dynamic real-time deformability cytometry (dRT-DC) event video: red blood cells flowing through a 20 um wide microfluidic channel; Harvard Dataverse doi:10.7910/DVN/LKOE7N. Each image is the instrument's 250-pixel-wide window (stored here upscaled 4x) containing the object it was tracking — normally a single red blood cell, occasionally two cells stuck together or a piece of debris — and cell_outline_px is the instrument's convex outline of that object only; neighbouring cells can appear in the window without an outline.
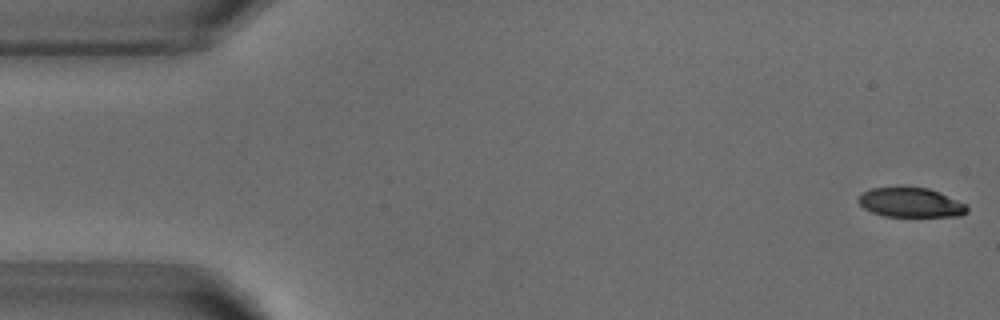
{"species": "common noctule bat (a hibernating species)", "species_latin": "Nyctalus noctula", "temperature_condition": "warm", "stored_images_in_passage": 52, "camera_frame_rate_fps": 3000, "um_per_image_px": 0.085, "animal": {"sex": "male", "body_mass_g": 18.8}, "frame": {"image": 1, "passage_image": 1, "time_ms": 0.0, "image_size_px": [1000, 320], "cell_outline_px": [[968, 212], [960, 216], [884, 216], [872, 212], [864, 208], [856, 200], [864, 192], [872, 188], [896, 184], [904, 184], [928, 188], [940, 192], [968, 204]], "centroid_in_image_um": [77.41, 17.16], "position_along_channel_um": 7.6, "area_um2": 19.48}}
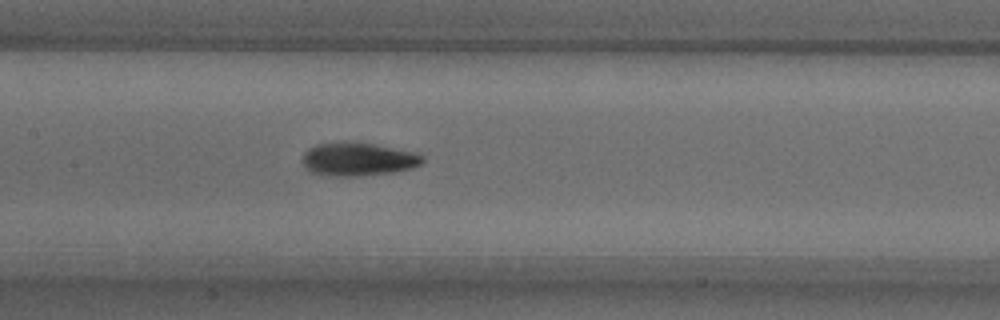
{"frame": {"image": 2, "passage_image": 24, "time_ms": 7.667, "image_size_px": [1000, 320], "cell_outline_px": [[424, 164], [412, 168], [392, 172], [360, 176], [320, 176], [312, 172], [304, 164], [304, 152], [308, 148], [316, 144], [336, 140], [352, 140], [416, 152], [424, 156]], "centroid_in_image_um": [30.44, 13.51], "position_along_channel_um": 177.0, "area_um2": 23.93}}
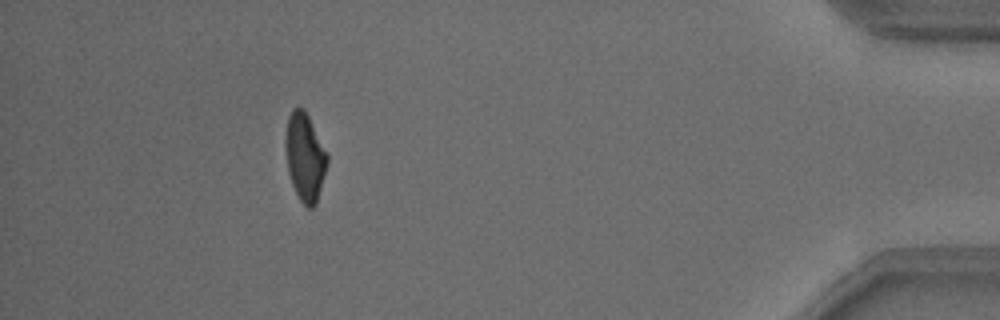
{"frame": {"image": 3, "passage_image": 47, "time_ms": 15.333, "image_size_px": [1000, 320], "cell_outline_px": [[328, 164], [316, 204], [312, 208], [308, 208], [300, 200], [292, 184], [288, 172], [284, 144], [288, 116], [292, 108], [304, 108], [328, 156]], "centroid_in_image_um": [25.9, 13.35], "position_along_channel_um": 409.3, "area_um2": 21.27}, "authors_computed_cell_mechanics": {"area_um2": 21.7906, "velocity_mm_per_s": 3.8212, "shape_relaxation_time_tau1_ms": 2.462, "shape_relaxation_time_tau2_ms": 2.1961, "deformation_change_tau1": 0.1722, "deformation_change_tau2": 0.0766}}